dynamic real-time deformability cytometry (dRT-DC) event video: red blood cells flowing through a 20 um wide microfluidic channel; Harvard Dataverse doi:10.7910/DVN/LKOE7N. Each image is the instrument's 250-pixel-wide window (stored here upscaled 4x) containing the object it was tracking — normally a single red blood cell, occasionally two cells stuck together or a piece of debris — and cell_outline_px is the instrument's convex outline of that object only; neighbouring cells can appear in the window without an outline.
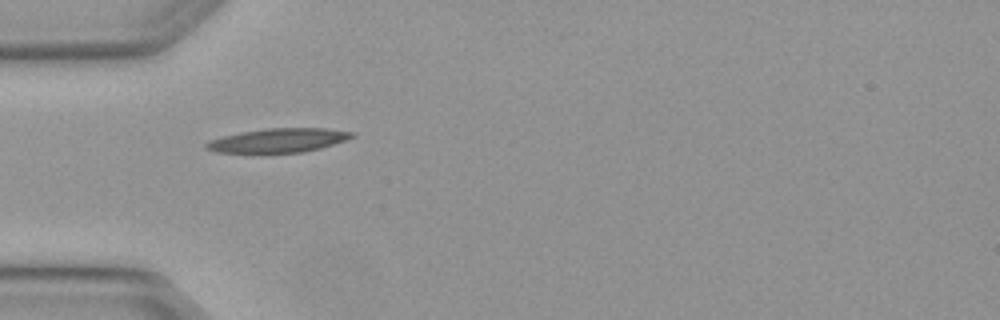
{"species": "Egyptian fruit bat (a non-hibernating species)", "species_latin": "Rousettus aegyptiacus", "temperature_condition": "warm", "stored_images_in_passage": 10, "camera_frame_rate_fps": 3000, "um_per_image_px": 0.085, "animal": {"sex": "female"}, "frame": {"image": 1, "passage_image": 4, "time_ms": 1.0, "image_size_px": [1000, 320], "cell_outline_px": [[356, 136], [320, 148], [304, 152], [216, 152], [204, 148], [204, 144], [208, 140], [240, 132], [264, 128], [328, 128], [356, 132]], "centroid_in_image_um": [23.66, 11.91], "position_along_channel_um": 61.3, "area_um2": 20.35}}